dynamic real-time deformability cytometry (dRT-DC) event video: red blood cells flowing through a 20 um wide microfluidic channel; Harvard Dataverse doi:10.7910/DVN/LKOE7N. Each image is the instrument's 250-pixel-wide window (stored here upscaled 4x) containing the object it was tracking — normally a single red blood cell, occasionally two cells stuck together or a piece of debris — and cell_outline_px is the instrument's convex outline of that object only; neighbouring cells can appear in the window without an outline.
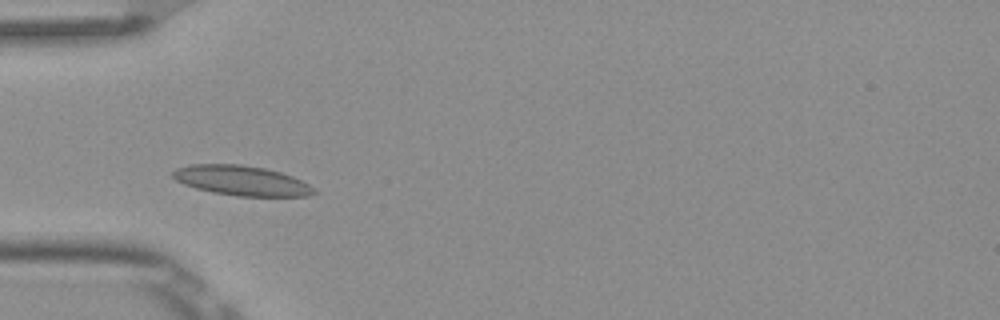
{"species": "Egyptian fruit bat (a non-hibernating species)", "species_latin": "Rousettus aegyptiacus", "temperature_condition": "room temperature", "stored_images_in_passage": 3, "camera_frame_rate_fps": 3000, "um_per_image_px": 0.085, "frame": {"image": 1, "passage_image": 3, "time_ms": 0.667, "image_size_px": [1000, 320], "cell_outline_px": [[316, 192], [308, 196], [236, 196], [212, 192], [196, 188], [184, 184], [176, 180], [172, 176], [172, 172], [176, 168], [188, 164], [240, 164], [264, 168], [280, 172], [292, 176], [316, 188]], "centroid_in_image_um": [20.52, 15.35], "position_along_channel_um": 64.5, "area_um2": 24.57}}